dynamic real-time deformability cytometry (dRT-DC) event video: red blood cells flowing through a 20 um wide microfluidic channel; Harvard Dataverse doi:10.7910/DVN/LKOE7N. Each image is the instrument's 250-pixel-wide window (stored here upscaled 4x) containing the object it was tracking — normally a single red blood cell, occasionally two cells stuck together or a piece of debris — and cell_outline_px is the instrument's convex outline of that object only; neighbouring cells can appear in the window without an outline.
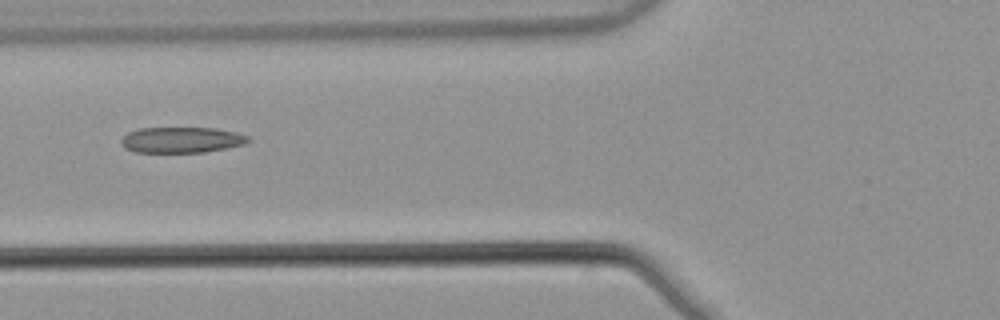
{"species": "common noctule bat (a hibernating species)", "species_latin": "Nyctalus noctula", "temperature_condition": "warm", "stored_images_in_passage": 6, "camera_frame_rate_fps": 3000, "um_per_image_px": 0.085, "animal": {"sex": "male", "body_mass_g": 21.5, "forearm_length_mm": 52.0}, "frame": {"image": 1, "passage_image": 4, "time_ms": 1.0, "image_size_px": [1000, 320], "cell_outline_px": [[252, 140], [244, 144], [204, 152], [136, 152], [124, 148], [120, 144], [120, 140], [128, 132], [140, 128], [216, 128], [236, 132], [248, 136]], "centroid_in_image_um": [15.42, 11.89], "position_along_channel_um": 110.4, "area_um2": 19.07}}
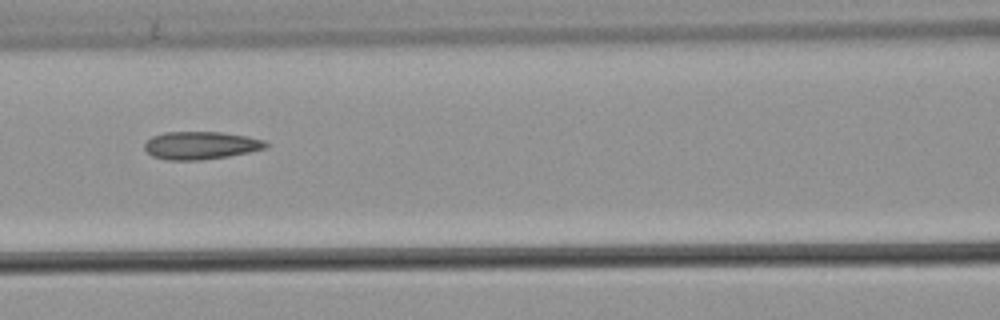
{"frame": {"image": 2, "passage_image": 5, "time_ms": 1.333, "image_size_px": [1000, 320], "cell_outline_px": [[268, 148], [228, 156], [200, 160], [168, 160], [152, 156], [144, 148], [144, 144], [152, 136], [164, 132], [220, 132], [248, 136], [264, 140], [268, 144]], "centroid_in_image_um": [17.07, 12.35], "position_along_channel_um": 149.5, "area_um2": 19.65}}
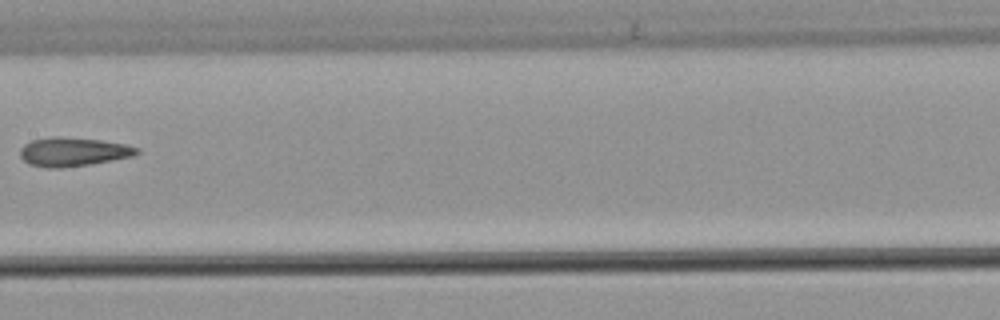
{"frame": {"image": 3, "passage_image": 6, "time_ms": 1.667, "image_size_px": [1000, 320], "cell_outline_px": [[140, 152], [132, 156], [88, 164], [60, 168], [44, 168], [28, 164], [20, 156], [20, 148], [24, 144], [32, 140], [52, 136], [56, 136], [100, 140], [124, 144], [140, 148]], "centroid_in_image_um": [6.17, 12.9], "position_along_channel_um": 201.2, "area_um2": 19.54}}